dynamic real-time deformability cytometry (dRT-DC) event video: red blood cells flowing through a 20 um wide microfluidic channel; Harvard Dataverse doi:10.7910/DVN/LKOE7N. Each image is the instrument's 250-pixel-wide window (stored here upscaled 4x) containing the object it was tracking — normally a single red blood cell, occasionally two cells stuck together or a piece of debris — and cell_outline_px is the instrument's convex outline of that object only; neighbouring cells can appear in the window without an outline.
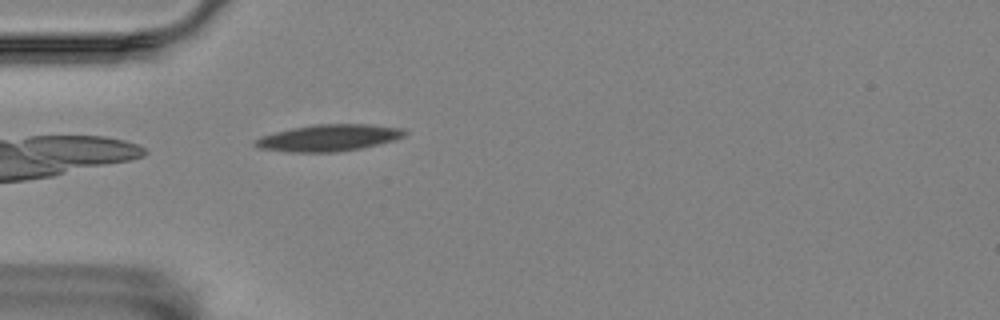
{"species": "Egyptian fruit bat (a non-hibernating species)", "species_latin": "Rousettus aegyptiacus", "temperature_condition": "room temperature", "stored_images_in_passage": 6, "camera_frame_rate_fps": 3000, "um_per_image_px": 0.085, "animal": {"sex": "female"}, "frame": {"image": 1, "passage_image": 6, "time_ms": 1.667, "image_size_px": [1000, 320], "cell_outline_px": [[408, 132], [404, 136], [396, 140], [360, 148], [336, 152], [288, 152], [260, 148], [252, 144], [260, 136], [292, 128], [316, 124], [368, 124], [404, 128]], "centroid_in_image_um": [27.97, 11.71], "position_along_channel_um": 57.0, "area_um2": 23.24}}